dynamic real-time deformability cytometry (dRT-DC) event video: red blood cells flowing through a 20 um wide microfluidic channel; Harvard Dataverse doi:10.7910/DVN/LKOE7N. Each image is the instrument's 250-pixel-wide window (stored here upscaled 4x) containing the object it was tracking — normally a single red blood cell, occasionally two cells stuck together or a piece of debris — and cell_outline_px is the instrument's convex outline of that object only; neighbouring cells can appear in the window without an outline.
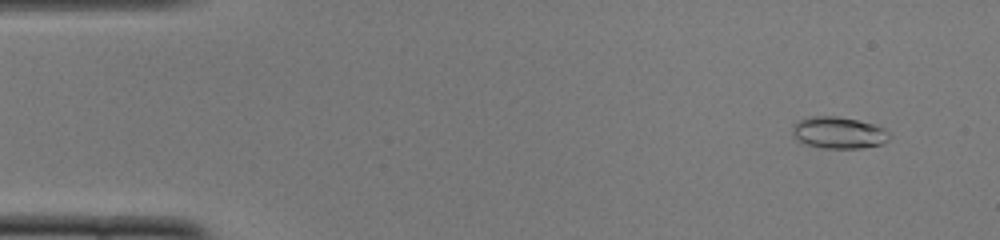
{"species": "common noctule bat (a hibernating species)", "species_latin": "Nyctalus noctula", "temperature_condition": "cold", "stored_images_in_passage": 10, "camera_frame_rate_fps": 3000, "um_per_image_px": 0.085, "animal": {"sex": "female", "body_mass_g": 22.0, "forearm_length_mm": 56.7}, "frame": {"image": 1, "passage_image": 4, "time_ms": 1.0, "image_size_px": [1000, 240], "cell_outline_px": [[892, 136], [888, 140], [880, 144], [860, 148], [820, 148], [800, 144], [792, 136], [792, 128], [800, 120], [808, 116], [836, 116], [856, 120], [872, 124], [884, 128]], "centroid_in_image_um": [71.23, 11.29], "position_along_channel_um": 13.8, "area_um2": 18.09}}